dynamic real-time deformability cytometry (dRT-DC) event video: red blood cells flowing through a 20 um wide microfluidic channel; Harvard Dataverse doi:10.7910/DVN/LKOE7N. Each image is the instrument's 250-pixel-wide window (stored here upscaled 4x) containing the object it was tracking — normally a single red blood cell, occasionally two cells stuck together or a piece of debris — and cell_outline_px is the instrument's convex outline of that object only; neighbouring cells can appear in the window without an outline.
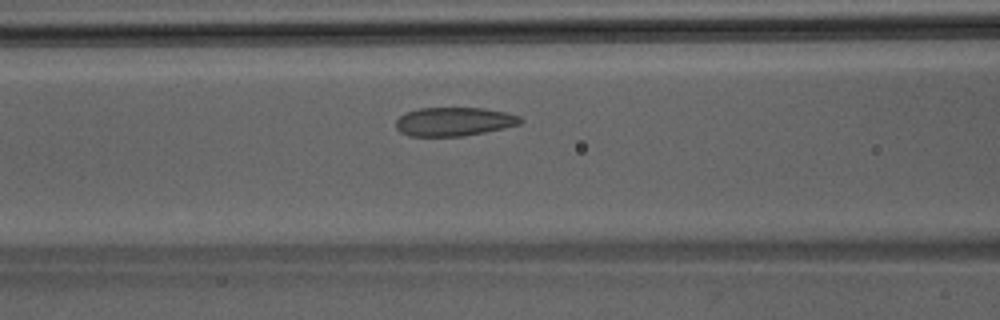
{"species": "Egyptian fruit bat (a non-hibernating species)", "species_latin": "Rousettus aegyptiacus", "temperature_condition": "room temperature", "stored_images_in_passage": 7, "camera_frame_rate_fps": 3000, "um_per_image_px": 0.085, "animal": {"sex": "male"}, "frame": {"image": 1, "passage_image": 7, "time_ms": 2.0, "image_size_px": [1000, 320], "cell_outline_px": [[524, 120], [520, 124], [504, 128], [464, 136], [408, 136], [400, 132], [396, 128], [396, 120], [400, 116], [416, 108], [484, 108], [504, 112], [520, 116]], "centroid_in_image_um": [38.59, 10.34], "position_along_channel_um": 128.0, "area_um2": 20.87}}